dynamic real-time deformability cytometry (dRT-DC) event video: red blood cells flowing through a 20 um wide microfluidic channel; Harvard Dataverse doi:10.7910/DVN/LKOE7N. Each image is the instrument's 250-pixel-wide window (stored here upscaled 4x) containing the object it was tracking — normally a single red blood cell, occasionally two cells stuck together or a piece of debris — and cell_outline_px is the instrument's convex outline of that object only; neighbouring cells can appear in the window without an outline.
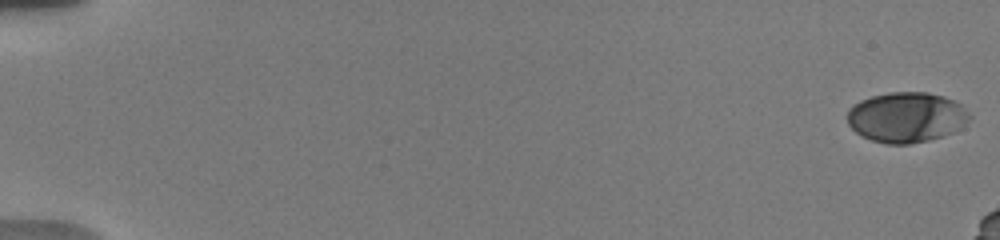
{"species": "human", "species_latin": "Homo sapiens", "temperature_condition": "warm", "stored_images_in_passage": 9, "camera_frame_rate_fps": 3000, "um_per_image_px": 0.085, "donor": {"sex": "male"}, "frame": {"image": 1, "passage_image": 1, "time_ms": 0.0, "image_size_px": [1000, 240], "cell_outline_px": [[972, 116], [968, 120], [952, 132], [944, 136], [928, 140], [908, 144], [888, 144], [872, 140], [860, 136], [848, 124], [848, 108], [852, 104], [860, 100], [872, 96], [888, 92], [928, 92], [944, 96], [956, 100]], "centroid_in_image_um": [77.02, 9.95], "position_along_channel_um": 8.0, "area_um2": 35.89}}
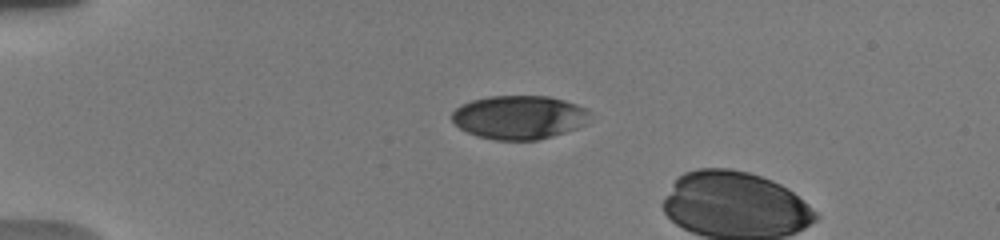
{"frame": {"image": 2, "passage_image": 6, "time_ms": 4.667, "image_size_px": [1000, 240], "cell_outline_px": [[592, 112], [584, 124], [576, 128], [552, 136], [536, 140], [496, 140], [476, 136], [460, 128], [452, 120], [452, 112], [460, 104], [472, 100], [488, 96], [548, 96], [564, 100], [588, 108]], "centroid_in_image_um": [44.12, 9.96], "position_along_channel_um": 40.9, "area_um2": 35.2}}